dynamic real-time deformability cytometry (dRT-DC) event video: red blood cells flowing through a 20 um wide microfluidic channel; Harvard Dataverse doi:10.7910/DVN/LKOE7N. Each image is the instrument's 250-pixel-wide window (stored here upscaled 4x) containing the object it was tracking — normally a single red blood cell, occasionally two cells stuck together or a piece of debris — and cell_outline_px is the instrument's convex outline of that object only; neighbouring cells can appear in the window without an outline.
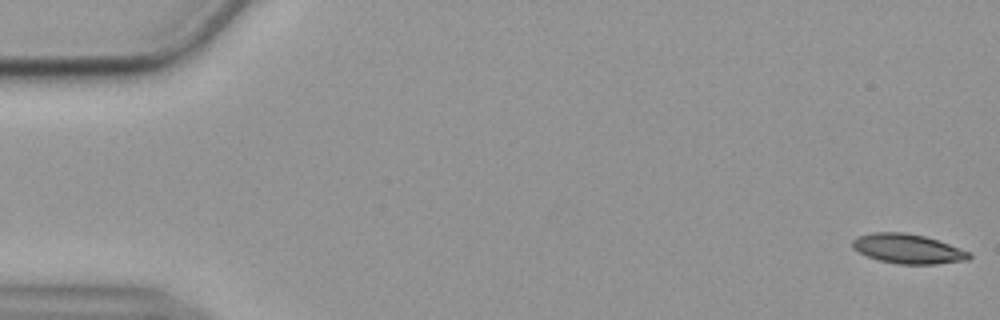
{"species": "common noctule bat (a hibernating species)", "species_latin": "Nyctalus noctula", "temperature_condition": "cold", "stored_images_in_passage": 56, "camera_frame_rate_fps": 3000, "um_per_image_px": 0.085, "animal": {"sex": "female", "body_mass_g": 19.9}, "frame": {"image": 1, "passage_image": 1, "time_ms": 0.0, "image_size_px": [1000, 320], "cell_outline_px": [[972, 256], [968, 260], [936, 264], [896, 264], [880, 260], [868, 256], [852, 248], [852, 240], [856, 236], [872, 232], [904, 232], [924, 236], [972, 252]], "centroid_in_image_um": [77.17, 21.14], "position_along_channel_um": 7.8, "area_um2": 20.11}}
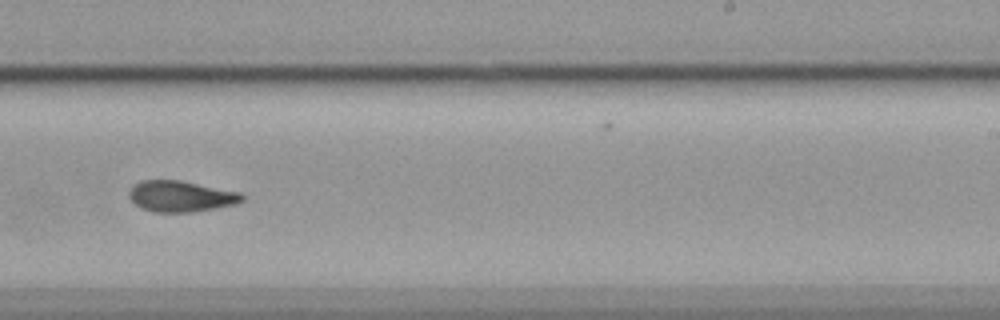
{"frame": {"image": 2, "passage_image": 35, "time_ms": 11.333, "image_size_px": [1000, 320], "cell_outline_px": [[244, 200], [236, 204], [216, 208], [192, 212], [152, 212], [136, 204], [128, 196], [128, 192], [132, 184], [140, 180], [180, 180], [240, 192], [244, 196]], "centroid_in_image_um": [15.36, 16.68], "position_along_channel_um": 273.6, "area_um2": 20.52}}
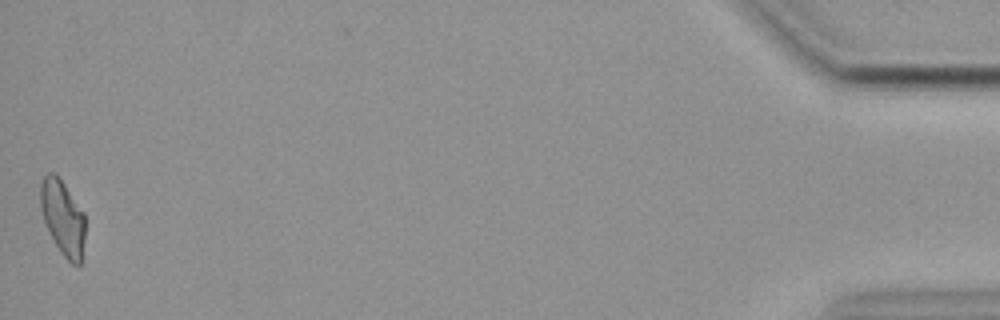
{"frame": {"image": 3, "passage_image": 56, "time_ms": 18.333, "image_size_px": [1000, 320], "cell_outline_px": [[84, 240], [80, 264], [72, 264], [60, 252], [44, 220], [40, 208], [40, 184], [44, 176], [48, 172], [56, 172], [84, 212]], "centroid_in_image_um": [5.32, 18.44], "position_along_channel_um": 429.9, "area_um2": 19.36}, "authors_computed_cell_mechanics": {"area_um2": 20.23, "velocity_mm_per_s": 3.5708, "shape_relaxation_time_tau1_ms": null, "shape_relaxation_time_tau2_ms": 6.8753, "deformation_change_tau1": null, "deformation_change_tau2": 0.1512}}